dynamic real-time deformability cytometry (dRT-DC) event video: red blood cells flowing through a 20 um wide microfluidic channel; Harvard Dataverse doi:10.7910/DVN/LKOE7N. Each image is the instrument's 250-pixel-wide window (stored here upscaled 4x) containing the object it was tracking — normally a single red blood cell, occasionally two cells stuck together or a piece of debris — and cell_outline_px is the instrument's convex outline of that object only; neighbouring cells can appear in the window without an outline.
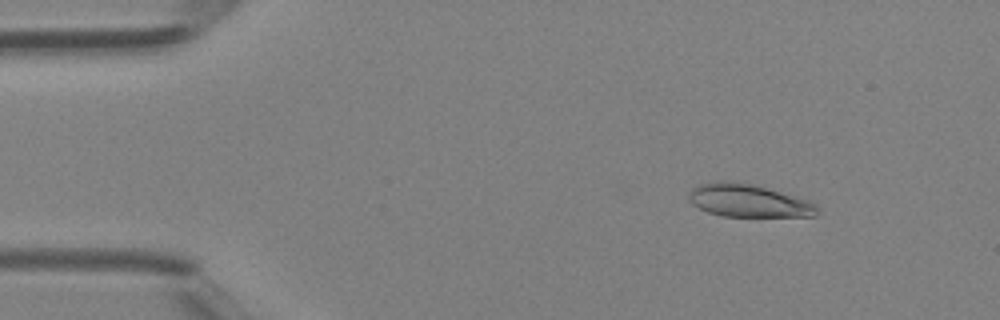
{"species": "Egyptian fruit bat (a non-hibernating species)", "species_latin": "Rousettus aegyptiacus", "temperature_condition": "room temperature", "stored_images_in_passage": 43, "camera_frame_rate_fps": 3000, "um_per_image_px": 0.085, "animal": {"sex": "female"}, "frame": {"image": 1, "passage_image": 6, "time_ms": 1.667, "image_size_px": [1000, 320], "cell_outline_px": [[820, 212], [816, 216], [724, 216], [708, 212], [692, 204], [688, 196], [692, 188], [700, 184], [720, 180], [724, 180], [748, 184], [764, 188], [808, 200], [816, 204], [820, 208]], "centroid_in_image_um": [63.62, 17.07], "position_along_channel_um": 21.4, "area_um2": 24.16}}
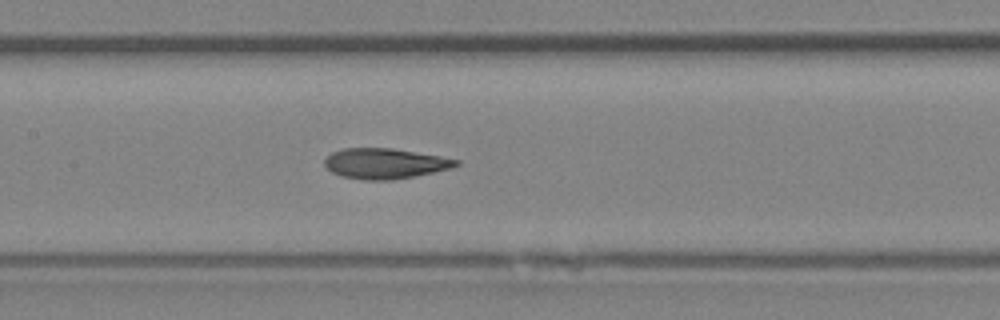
{"frame": {"image": 2, "passage_image": 21, "time_ms": 6.667, "image_size_px": [1000, 320], "cell_outline_px": [[460, 164], [452, 168], [416, 176], [392, 180], [364, 180], [340, 176], [332, 172], [324, 164], [324, 160], [332, 152], [344, 148], [392, 148], [440, 156], [460, 160]], "centroid_in_image_um": [32.73, 13.9], "position_along_channel_um": 174.7, "area_um2": 23.35}}
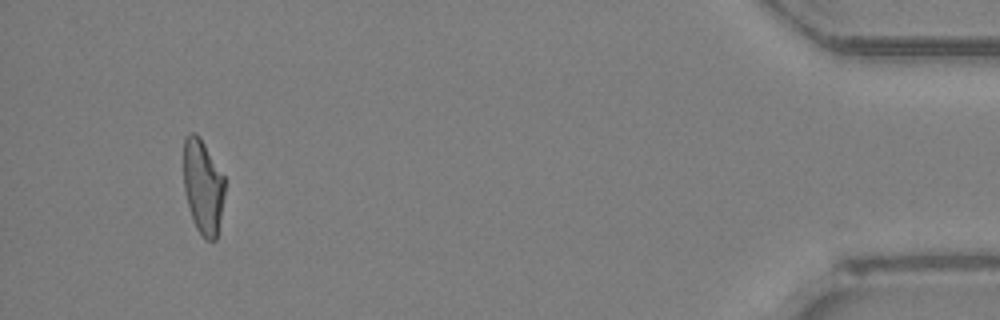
{"frame": {"image": 3, "passage_image": 41, "time_ms": 13.333, "image_size_px": [1000, 320], "cell_outline_px": [[224, 196], [216, 240], [204, 240], [196, 228], [192, 220], [184, 188], [184, 140], [188, 132], [196, 132], [200, 136], [224, 176]], "centroid_in_image_um": [17.24, 15.85], "position_along_channel_um": 418.0, "area_um2": 22.72}}